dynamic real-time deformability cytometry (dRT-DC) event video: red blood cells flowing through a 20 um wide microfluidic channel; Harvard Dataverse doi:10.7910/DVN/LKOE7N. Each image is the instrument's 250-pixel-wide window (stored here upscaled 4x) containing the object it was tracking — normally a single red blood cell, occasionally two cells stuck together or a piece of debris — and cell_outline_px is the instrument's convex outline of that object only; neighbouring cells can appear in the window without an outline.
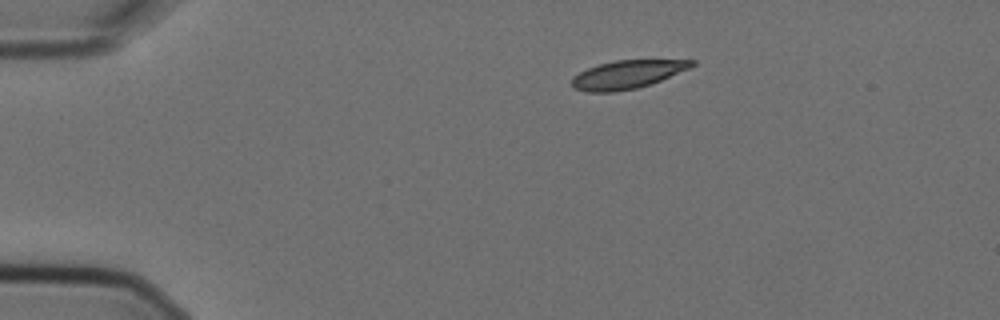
{"species": "Egyptian fruit bat (a non-hibernating species)", "species_latin": "Rousettus aegyptiacus", "temperature_condition": "cold", "stored_images_in_passage": 6, "camera_frame_rate_fps": 3000, "um_per_image_px": 0.085, "animal": {"sex": "female"}, "frame": {"image": 1, "passage_image": 1, "time_ms": 0.0, "image_size_px": [1000, 320], "cell_outline_px": [[696, 64], [688, 68], [652, 84], [636, 88], [612, 92], [584, 92], [572, 88], [572, 76], [588, 68], [600, 64], [616, 60], [696, 60]], "centroid_in_image_um": [53.28, 6.34], "position_along_channel_um": 31.7, "area_um2": 19.65}}
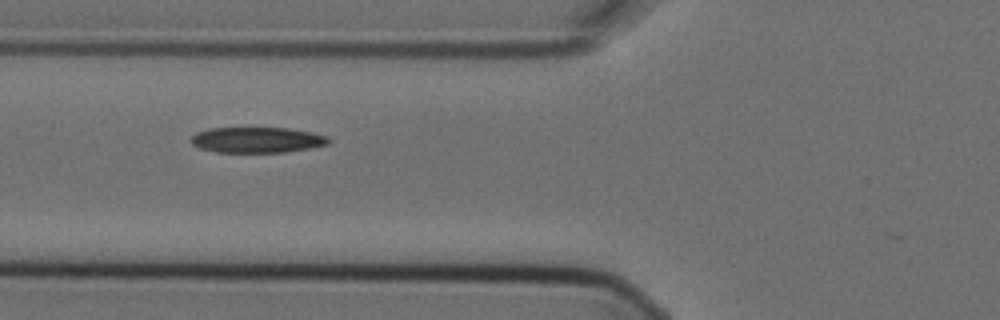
{"frame": {"image": 2, "passage_image": 4, "time_ms": 1.0, "image_size_px": [1000, 320], "cell_outline_px": [[332, 140], [328, 144], [308, 148], [284, 152], [216, 152], [200, 148], [192, 144], [192, 136], [196, 132], [208, 128], [288, 128], [312, 132], [328, 136]], "centroid_in_image_um": [21.86, 11.88], "position_along_channel_um": 103.9, "area_um2": 20.52}}
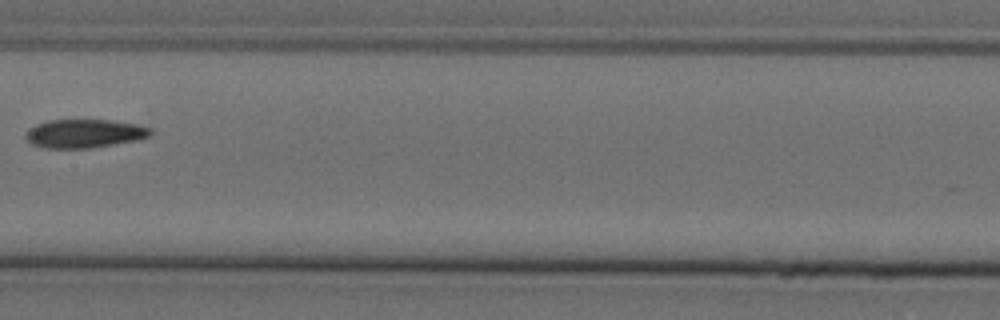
{"frame": {"image": 3, "passage_image": 6, "time_ms": 1.667, "image_size_px": [1000, 320], "cell_outline_px": [[152, 136], [136, 140], [92, 148], [44, 148], [32, 144], [24, 136], [24, 132], [36, 124], [48, 120], [112, 120], [136, 124], [152, 128]], "centroid_in_image_um": [7.18, 11.35], "position_along_channel_um": 200.2, "area_um2": 20.92}}